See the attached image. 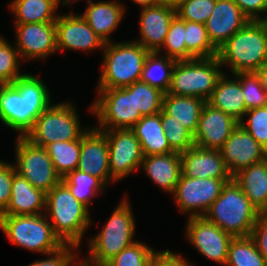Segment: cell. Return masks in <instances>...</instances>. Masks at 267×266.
Instances as JSON below:
<instances>
[{"label":"cell","instance_id":"obj_1","mask_svg":"<svg viewBox=\"0 0 267 266\" xmlns=\"http://www.w3.org/2000/svg\"><path fill=\"white\" fill-rule=\"evenodd\" d=\"M50 103L47 86L32 74L23 73L12 84H0V121L20 131V137L26 136Z\"/></svg>","mask_w":267,"mask_h":266},{"label":"cell","instance_id":"obj_2","mask_svg":"<svg viewBox=\"0 0 267 266\" xmlns=\"http://www.w3.org/2000/svg\"><path fill=\"white\" fill-rule=\"evenodd\" d=\"M218 58L232 75L256 72L267 61V21L250 20L218 49Z\"/></svg>","mask_w":267,"mask_h":266},{"label":"cell","instance_id":"obj_3","mask_svg":"<svg viewBox=\"0 0 267 266\" xmlns=\"http://www.w3.org/2000/svg\"><path fill=\"white\" fill-rule=\"evenodd\" d=\"M45 216L52 225L54 233L63 243L79 247L89 228L91 217L89 208L78 201L63 183L54 186L46 194ZM51 218V219H50Z\"/></svg>","mask_w":267,"mask_h":266},{"label":"cell","instance_id":"obj_4","mask_svg":"<svg viewBox=\"0 0 267 266\" xmlns=\"http://www.w3.org/2000/svg\"><path fill=\"white\" fill-rule=\"evenodd\" d=\"M259 213L232 178L226 182L220 196L211 204L204 217L236 238L251 235Z\"/></svg>","mask_w":267,"mask_h":266},{"label":"cell","instance_id":"obj_5","mask_svg":"<svg viewBox=\"0 0 267 266\" xmlns=\"http://www.w3.org/2000/svg\"><path fill=\"white\" fill-rule=\"evenodd\" d=\"M103 229L89 240L88 266H105L113 257L134 244L135 218L127 198L117 205Z\"/></svg>","mask_w":267,"mask_h":266},{"label":"cell","instance_id":"obj_6","mask_svg":"<svg viewBox=\"0 0 267 266\" xmlns=\"http://www.w3.org/2000/svg\"><path fill=\"white\" fill-rule=\"evenodd\" d=\"M104 59L98 89L128 87L141 80L149 51L133 41L112 43L104 47Z\"/></svg>","mask_w":267,"mask_h":266},{"label":"cell","instance_id":"obj_7","mask_svg":"<svg viewBox=\"0 0 267 266\" xmlns=\"http://www.w3.org/2000/svg\"><path fill=\"white\" fill-rule=\"evenodd\" d=\"M221 67L218 56L176 61L167 93L208 101L218 79L224 73L220 70Z\"/></svg>","mask_w":267,"mask_h":266},{"label":"cell","instance_id":"obj_8","mask_svg":"<svg viewBox=\"0 0 267 266\" xmlns=\"http://www.w3.org/2000/svg\"><path fill=\"white\" fill-rule=\"evenodd\" d=\"M0 229L11 243L32 252L47 255L64 244L44 214L0 216Z\"/></svg>","mask_w":267,"mask_h":266},{"label":"cell","instance_id":"obj_9","mask_svg":"<svg viewBox=\"0 0 267 266\" xmlns=\"http://www.w3.org/2000/svg\"><path fill=\"white\" fill-rule=\"evenodd\" d=\"M88 130L89 127L81 129L79 116L72 102L51 103L35 120L33 128L25 138L37 146L46 148L55 141L80 139Z\"/></svg>","mask_w":267,"mask_h":266},{"label":"cell","instance_id":"obj_10","mask_svg":"<svg viewBox=\"0 0 267 266\" xmlns=\"http://www.w3.org/2000/svg\"><path fill=\"white\" fill-rule=\"evenodd\" d=\"M97 90L98 98L90 107L99 121L96 129H131L142 117L135 109L134 90L129 86Z\"/></svg>","mask_w":267,"mask_h":266},{"label":"cell","instance_id":"obj_11","mask_svg":"<svg viewBox=\"0 0 267 266\" xmlns=\"http://www.w3.org/2000/svg\"><path fill=\"white\" fill-rule=\"evenodd\" d=\"M16 173L24 177L33 187L48 193L62 182L45 147L31 143L18 136L15 144Z\"/></svg>","mask_w":267,"mask_h":266},{"label":"cell","instance_id":"obj_12","mask_svg":"<svg viewBox=\"0 0 267 266\" xmlns=\"http://www.w3.org/2000/svg\"><path fill=\"white\" fill-rule=\"evenodd\" d=\"M231 179L190 178L181 174L173 197L180 211L191 217H201L220 196L224 185Z\"/></svg>","mask_w":267,"mask_h":266},{"label":"cell","instance_id":"obj_13","mask_svg":"<svg viewBox=\"0 0 267 266\" xmlns=\"http://www.w3.org/2000/svg\"><path fill=\"white\" fill-rule=\"evenodd\" d=\"M109 148V170L118 181L141 168L143 153L139 140L132 129L101 130Z\"/></svg>","mask_w":267,"mask_h":266},{"label":"cell","instance_id":"obj_14","mask_svg":"<svg viewBox=\"0 0 267 266\" xmlns=\"http://www.w3.org/2000/svg\"><path fill=\"white\" fill-rule=\"evenodd\" d=\"M186 237L204 257L225 265L233 236L204 216L188 218Z\"/></svg>","mask_w":267,"mask_h":266},{"label":"cell","instance_id":"obj_15","mask_svg":"<svg viewBox=\"0 0 267 266\" xmlns=\"http://www.w3.org/2000/svg\"><path fill=\"white\" fill-rule=\"evenodd\" d=\"M220 153L232 177L240 170L267 159V149L239 124L220 149Z\"/></svg>","mask_w":267,"mask_h":266},{"label":"cell","instance_id":"obj_16","mask_svg":"<svg viewBox=\"0 0 267 266\" xmlns=\"http://www.w3.org/2000/svg\"><path fill=\"white\" fill-rule=\"evenodd\" d=\"M15 29L21 59H45L57 51L55 22L15 24Z\"/></svg>","mask_w":267,"mask_h":266},{"label":"cell","instance_id":"obj_17","mask_svg":"<svg viewBox=\"0 0 267 266\" xmlns=\"http://www.w3.org/2000/svg\"><path fill=\"white\" fill-rule=\"evenodd\" d=\"M57 51L60 50H86L94 51L105 47V42L87 24L86 20L78 14H60L55 21Z\"/></svg>","mask_w":267,"mask_h":266},{"label":"cell","instance_id":"obj_18","mask_svg":"<svg viewBox=\"0 0 267 266\" xmlns=\"http://www.w3.org/2000/svg\"><path fill=\"white\" fill-rule=\"evenodd\" d=\"M77 169L100 179L106 186L115 180L109 170V148L106 135L95 127L81 137Z\"/></svg>","mask_w":267,"mask_h":266},{"label":"cell","instance_id":"obj_19","mask_svg":"<svg viewBox=\"0 0 267 266\" xmlns=\"http://www.w3.org/2000/svg\"><path fill=\"white\" fill-rule=\"evenodd\" d=\"M238 124L233 117L206 102L194 134V143L201 148L220 150Z\"/></svg>","mask_w":267,"mask_h":266},{"label":"cell","instance_id":"obj_20","mask_svg":"<svg viewBox=\"0 0 267 266\" xmlns=\"http://www.w3.org/2000/svg\"><path fill=\"white\" fill-rule=\"evenodd\" d=\"M249 21L232 0H216L214 10L205 23L208 39L218 50Z\"/></svg>","mask_w":267,"mask_h":266},{"label":"cell","instance_id":"obj_21","mask_svg":"<svg viewBox=\"0 0 267 266\" xmlns=\"http://www.w3.org/2000/svg\"><path fill=\"white\" fill-rule=\"evenodd\" d=\"M139 21L141 44L149 52L162 50L171 20L176 15V10L164 4L142 7Z\"/></svg>","mask_w":267,"mask_h":266},{"label":"cell","instance_id":"obj_22","mask_svg":"<svg viewBox=\"0 0 267 266\" xmlns=\"http://www.w3.org/2000/svg\"><path fill=\"white\" fill-rule=\"evenodd\" d=\"M182 174L190 178L232 179L220 150L205 149L194 145L180 154Z\"/></svg>","mask_w":267,"mask_h":266},{"label":"cell","instance_id":"obj_23","mask_svg":"<svg viewBox=\"0 0 267 266\" xmlns=\"http://www.w3.org/2000/svg\"><path fill=\"white\" fill-rule=\"evenodd\" d=\"M46 193L33 187L18 173L13 175L11 199L0 216L39 215L45 211Z\"/></svg>","mask_w":267,"mask_h":266},{"label":"cell","instance_id":"obj_24","mask_svg":"<svg viewBox=\"0 0 267 266\" xmlns=\"http://www.w3.org/2000/svg\"><path fill=\"white\" fill-rule=\"evenodd\" d=\"M141 168L160 188L173 194L182 174L180 153L144 156Z\"/></svg>","mask_w":267,"mask_h":266},{"label":"cell","instance_id":"obj_25","mask_svg":"<svg viewBox=\"0 0 267 266\" xmlns=\"http://www.w3.org/2000/svg\"><path fill=\"white\" fill-rule=\"evenodd\" d=\"M125 7L115 1H88L84 14H80L91 27V29L105 43L111 42L109 39L111 32H114L123 18Z\"/></svg>","mask_w":267,"mask_h":266},{"label":"cell","instance_id":"obj_26","mask_svg":"<svg viewBox=\"0 0 267 266\" xmlns=\"http://www.w3.org/2000/svg\"><path fill=\"white\" fill-rule=\"evenodd\" d=\"M233 76V79H228V76L223 73L207 103L240 123L245 117L247 108L240 80L235 75Z\"/></svg>","mask_w":267,"mask_h":266},{"label":"cell","instance_id":"obj_27","mask_svg":"<svg viewBox=\"0 0 267 266\" xmlns=\"http://www.w3.org/2000/svg\"><path fill=\"white\" fill-rule=\"evenodd\" d=\"M139 140L143 156L174 152L165 136L161 122V112L143 116L131 128Z\"/></svg>","mask_w":267,"mask_h":266},{"label":"cell","instance_id":"obj_28","mask_svg":"<svg viewBox=\"0 0 267 266\" xmlns=\"http://www.w3.org/2000/svg\"><path fill=\"white\" fill-rule=\"evenodd\" d=\"M233 179L259 212L267 210V159L240 170Z\"/></svg>","mask_w":267,"mask_h":266},{"label":"cell","instance_id":"obj_29","mask_svg":"<svg viewBox=\"0 0 267 266\" xmlns=\"http://www.w3.org/2000/svg\"><path fill=\"white\" fill-rule=\"evenodd\" d=\"M207 101L199 97L176 96L165 93L162 110L182 123L193 135L197 132L199 118Z\"/></svg>","mask_w":267,"mask_h":266},{"label":"cell","instance_id":"obj_30","mask_svg":"<svg viewBox=\"0 0 267 266\" xmlns=\"http://www.w3.org/2000/svg\"><path fill=\"white\" fill-rule=\"evenodd\" d=\"M60 0H13L9 8L14 12L15 24L55 22Z\"/></svg>","mask_w":267,"mask_h":266},{"label":"cell","instance_id":"obj_31","mask_svg":"<svg viewBox=\"0 0 267 266\" xmlns=\"http://www.w3.org/2000/svg\"><path fill=\"white\" fill-rule=\"evenodd\" d=\"M175 62L172 58L161 56L158 52H149L142 71L141 81L167 93Z\"/></svg>","mask_w":267,"mask_h":266},{"label":"cell","instance_id":"obj_32","mask_svg":"<svg viewBox=\"0 0 267 266\" xmlns=\"http://www.w3.org/2000/svg\"><path fill=\"white\" fill-rule=\"evenodd\" d=\"M46 149L61 178L77 169L81 152V138L72 141H55Z\"/></svg>","mask_w":267,"mask_h":266},{"label":"cell","instance_id":"obj_33","mask_svg":"<svg viewBox=\"0 0 267 266\" xmlns=\"http://www.w3.org/2000/svg\"><path fill=\"white\" fill-rule=\"evenodd\" d=\"M62 182L68 187L75 198L89 207L92 198L96 197L106 185L97 177L75 169L62 178Z\"/></svg>","mask_w":267,"mask_h":266},{"label":"cell","instance_id":"obj_34","mask_svg":"<svg viewBox=\"0 0 267 266\" xmlns=\"http://www.w3.org/2000/svg\"><path fill=\"white\" fill-rule=\"evenodd\" d=\"M225 266H267V260L249 237H236L230 243Z\"/></svg>","mask_w":267,"mask_h":266},{"label":"cell","instance_id":"obj_35","mask_svg":"<svg viewBox=\"0 0 267 266\" xmlns=\"http://www.w3.org/2000/svg\"><path fill=\"white\" fill-rule=\"evenodd\" d=\"M184 41L186 50L194 58H211L218 56V50L208 39L205 24L185 20Z\"/></svg>","mask_w":267,"mask_h":266},{"label":"cell","instance_id":"obj_36","mask_svg":"<svg viewBox=\"0 0 267 266\" xmlns=\"http://www.w3.org/2000/svg\"><path fill=\"white\" fill-rule=\"evenodd\" d=\"M129 87L134 90L135 109L141 113L142 117L156 115L162 111L165 95L162 90L141 80L134 82Z\"/></svg>","mask_w":267,"mask_h":266},{"label":"cell","instance_id":"obj_37","mask_svg":"<svg viewBox=\"0 0 267 266\" xmlns=\"http://www.w3.org/2000/svg\"><path fill=\"white\" fill-rule=\"evenodd\" d=\"M185 20L177 14L171 20L168 33L162 48H165L168 58L175 61L195 59L187 50L185 45Z\"/></svg>","mask_w":267,"mask_h":266},{"label":"cell","instance_id":"obj_38","mask_svg":"<svg viewBox=\"0 0 267 266\" xmlns=\"http://www.w3.org/2000/svg\"><path fill=\"white\" fill-rule=\"evenodd\" d=\"M161 122L168 143L174 152L181 154L195 145L194 135L182 123L174 120V117L167 115L163 110L161 111Z\"/></svg>","mask_w":267,"mask_h":266},{"label":"cell","instance_id":"obj_39","mask_svg":"<svg viewBox=\"0 0 267 266\" xmlns=\"http://www.w3.org/2000/svg\"><path fill=\"white\" fill-rule=\"evenodd\" d=\"M235 76L240 80L247 110L267 106V91L256 72H240Z\"/></svg>","mask_w":267,"mask_h":266},{"label":"cell","instance_id":"obj_40","mask_svg":"<svg viewBox=\"0 0 267 266\" xmlns=\"http://www.w3.org/2000/svg\"><path fill=\"white\" fill-rule=\"evenodd\" d=\"M155 252L145 243L136 241L113 257L105 266H149Z\"/></svg>","mask_w":267,"mask_h":266},{"label":"cell","instance_id":"obj_41","mask_svg":"<svg viewBox=\"0 0 267 266\" xmlns=\"http://www.w3.org/2000/svg\"><path fill=\"white\" fill-rule=\"evenodd\" d=\"M19 61L20 55L16 47L0 36V84H12L23 75L19 71Z\"/></svg>","mask_w":267,"mask_h":266},{"label":"cell","instance_id":"obj_42","mask_svg":"<svg viewBox=\"0 0 267 266\" xmlns=\"http://www.w3.org/2000/svg\"><path fill=\"white\" fill-rule=\"evenodd\" d=\"M216 0H186L176 9L182 19L205 24L214 10Z\"/></svg>","mask_w":267,"mask_h":266},{"label":"cell","instance_id":"obj_43","mask_svg":"<svg viewBox=\"0 0 267 266\" xmlns=\"http://www.w3.org/2000/svg\"><path fill=\"white\" fill-rule=\"evenodd\" d=\"M246 115H249L247 123L242 120L239 125L267 149V106L249 109Z\"/></svg>","mask_w":267,"mask_h":266},{"label":"cell","instance_id":"obj_44","mask_svg":"<svg viewBox=\"0 0 267 266\" xmlns=\"http://www.w3.org/2000/svg\"><path fill=\"white\" fill-rule=\"evenodd\" d=\"M78 246L71 243H64L57 250L49 252L50 258L35 261L29 266H75L78 254L75 253Z\"/></svg>","mask_w":267,"mask_h":266},{"label":"cell","instance_id":"obj_45","mask_svg":"<svg viewBox=\"0 0 267 266\" xmlns=\"http://www.w3.org/2000/svg\"><path fill=\"white\" fill-rule=\"evenodd\" d=\"M15 173L16 169L14 164L0 160V214L10 202L12 180Z\"/></svg>","mask_w":267,"mask_h":266},{"label":"cell","instance_id":"obj_46","mask_svg":"<svg viewBox=\"0 0 267 266\" xmlns=\"http://www.w3.org/2000/svg\"><path fill=\"white\" fill-rule=\"evenodd\" d=\"M250 237L254 240L257 249L267 260V212H260L251 232Z\"/></svg>","mask_w":267,"mask_h":266},{"label":"cell","instance_id":"obj_47","mask_svg":"<svg viewBox=\"0 0 267 266\" xmlns=\"http://www.w3.org/2000/svg\"><path fill=\"white\" fill-rule=\"evenodd\" d=\"M250 19L254 21H267V0H232ZM258 13H264L265 17H261Z\"/></svg>","mask_w":267,"mask_h":266},{"label":"cell","instance_id":"obj_48","mask_svg":"<svg viewBox=\"0 0 267 266\" xmlns=\"http://www.w3.org/2000/svg\"><path fill=\"white\" fill-rule=\"evenodd\" d=\"M149 266H193L187 259L170 250L155 252Z\"/></svg>","mask_w":267,"mask_h":266},{"label":"cell","instance_id":"obj_49","mask_svg":"<svg viewBox=\"0 0 267 266\" xmlns=\"http://www.w3.org/2000/svg\"><path fill=\"white\" fill-rule=\"evenodd\" d=\"M264 89L267 91V61L256 71Z\"/></svg>","mask_w":267,"mask_h":266},{"label":"cell","instance_id":"obj_50","mask_svg":"<svg viewBox=\"0 0 267 266\" xmlns=\"http://www.w3.org/2000/svg\"><path fill=\"white\" fill-rule=\"evenodd\" d=\"M138 4L141 8L161 4V0H132Z\"/></svg>","mask_w":267,"mask_h":266},{"label":"cell","instance_id":"obj_51","mask_svg":"<svg viewBox=\"0 0 267 266\" xmlns=\"http://www.w3.org/2000/svg\"><path fill=\"white\" fill-rule=\"evenodd\" d=\"M186 0H161V4H164L173 9H177L180 5H182Z\"/></svg>","mask_w":267,"mask_h":266},{"label":"cell","instance_id":"obj_52","mask_svg":"<svg viewBox=\"0 0 267 266\" xmlns=\"http://www.w3.org/2000/svg\"><path fill=\"white\" fill-rule=\"evenodd\" d=\"M71 1L74 2V1H78V0H62V2L60 0V2L62 3L61 5H63V6L67 5L68 2H71ZM88 1H91V0H88Z\"/></svg>","mask_w":267,"mask_h":266},{"label":"cell","instance_id":"obj_53","mask_svg":"<svg viewBox=\"0 0 267 266\" xmlns=\"http://www.w3.org/2000/svg\"><path fill=\"white\" fill-rule=\"evenodd\" d=\"M75 266H88L85 263H83L82 261H80L79 263L77 262V264Z\"/></svg>","mask_w":267,"mask_h":266}]
</instances>
